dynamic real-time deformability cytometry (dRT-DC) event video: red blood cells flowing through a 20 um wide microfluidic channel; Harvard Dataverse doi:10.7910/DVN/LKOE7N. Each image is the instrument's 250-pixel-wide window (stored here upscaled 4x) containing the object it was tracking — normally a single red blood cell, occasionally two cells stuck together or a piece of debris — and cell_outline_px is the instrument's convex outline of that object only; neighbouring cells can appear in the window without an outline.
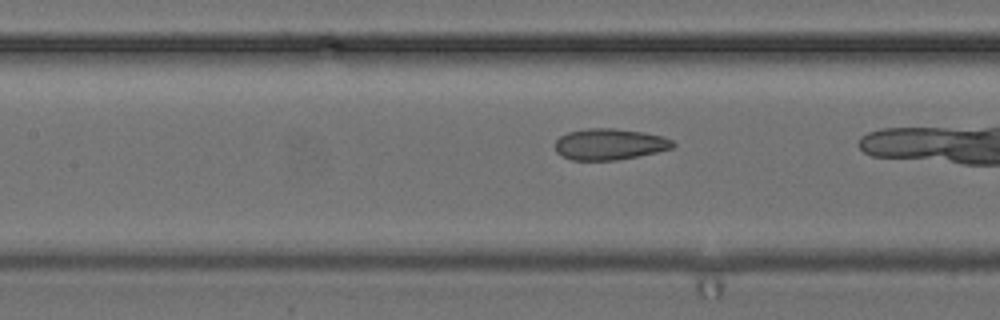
{"species": "common noctule bat (a hibernating species)", "species_latin": "Nyctalus noctula", "temperature_condition": "cold", "stored_images_in_passage": 16, "camera_frame_rate_fps": 3000, "um_per_image_px": 0.085, "animal": {"sex": "female", "body_mass_g": 24.6, "forearm_length_mm": 56.2}, "frame": {"image": 1, "passage_image": 7, "time_ms": 2.0, "image_size_px": [1000, 320], "cell_outline_px": [[676, 144], [672, 148], [656, 152], [616, 160], [572, 160], [556, 152], [556, 140], [560, 136], [568, 132], [588, 128], [612, 128], [644, 132], [664, 136], [672, 140]], "centroid_in_image_um": [51.83, 12.25], "position_along_channel_um": 155.6, "area_um2": 21.33}}